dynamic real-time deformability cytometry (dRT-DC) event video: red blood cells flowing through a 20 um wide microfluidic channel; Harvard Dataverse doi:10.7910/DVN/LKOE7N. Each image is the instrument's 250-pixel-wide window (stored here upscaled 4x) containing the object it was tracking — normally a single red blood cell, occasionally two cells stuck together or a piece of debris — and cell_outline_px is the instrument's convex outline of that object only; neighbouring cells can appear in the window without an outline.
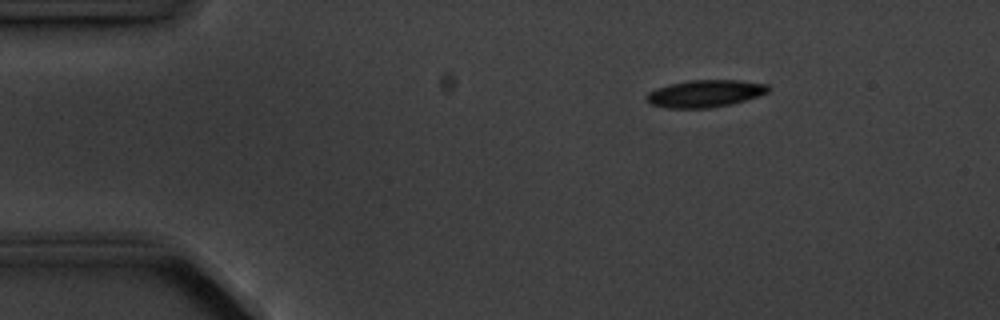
{"species": "common noctule bat (a hibernating species)", "species_latin": "Nyctalus noctula", "temperature_condition": "cold", "stored_images_in_passage": 3, "camera_frame_rate_fps": 3000, "um_per_image_px": 0.085, "animal": {"sex": "male", "body_mass_g": 20.1, "forearm_length_mm": 53.5}, "frame": {"image": 1, "passage_image": 2, "time_ms": 1.0, "image_size_px": [1000, 320], "cell_outline_px": [[768, 92], [732, 104], [708, 108], [668, 108], [652, 104], [644, 96], [648, 92], [656, 88], [672, 84], [692, 80], [740, 80], [768, 84]], "centroid_in_image_um": [59.92, 7.95], "position_along_channel_um": 25.1, "area_um2": 19.07}}